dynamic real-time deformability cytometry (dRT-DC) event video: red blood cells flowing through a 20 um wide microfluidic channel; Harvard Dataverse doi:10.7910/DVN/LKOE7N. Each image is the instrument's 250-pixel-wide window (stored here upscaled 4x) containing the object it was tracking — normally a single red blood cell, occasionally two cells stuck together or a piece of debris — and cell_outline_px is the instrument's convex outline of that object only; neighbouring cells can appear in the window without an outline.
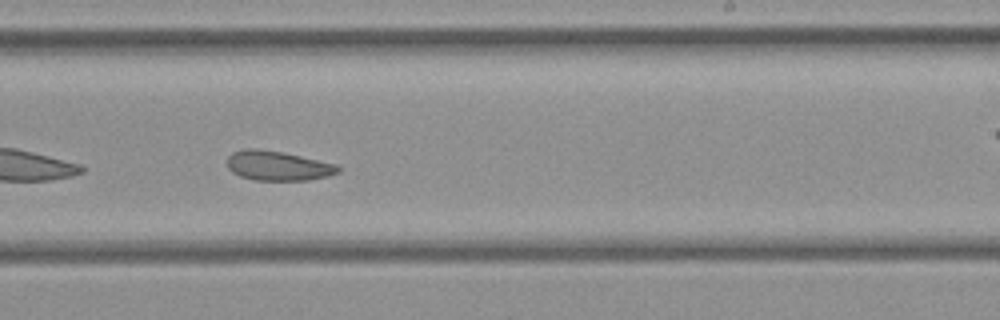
{"species": "common noctule bat (a hibernating species)", "species_latin": "Nyctalus noctula", "temperature_condition": "cold", "stored_images_in_passage": 25, "camera_frame_rate_fps": 3000, "um_per_image_px": 0.085, "animal": {"sex": "female", "body_mass_g": 21.9}, "frame": {"image": 1, "passage_image": 11, "time_ms": 3.333, "image_size_px": [1000, 320], "cell_outline_px": [[340, 172], [328, 176], [308, 180], [256, 180], [240, 176], [232, 172], [228, 168], [228, 156], [232, 152], [244, 148], [256, 148], [284, 152], [336, 164], [340, 168]], "centroid_in_image_um": [23.61, 14.08], "position_along_channel_um": 265.4, "area_um2": 19.19}}